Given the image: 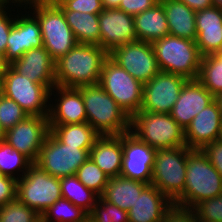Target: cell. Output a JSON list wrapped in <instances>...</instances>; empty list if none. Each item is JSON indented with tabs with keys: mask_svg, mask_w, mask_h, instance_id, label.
I'll use <instances>...</instances> for the list:
<instances>
[{
	"mask_svg": "<svg viewBox=\"0 0 222 222\" xmlns=\"http://www.w3.org/2000/svg\"><path fill=\"white\" fill-rule=\"evenodd\" d=\"M108 53L99 45L77 44L55 63L56 86L80 87L99 84Z\"/></svg>",
	"mask_w": 222,
	"mask_h": 222,
	"instance_id": "6da1fadb",
	"label": "cell"
},
{
	"mask_svg": "<svg viewBox=\"0 0 222 222\" xmlns=\"http://www.w3.org/2000/svg\"><path fill=\"white\" fill-rule=\"evenodd\" d=\"M185 176L184 190L173 201L174 205L193 209L199 202L222 194V176L201 149L187 153Z\"/></svg>",
	"mask_w": 222,
	"mask_h": 222,
	"instance_id": "7a4b0ae2",
	"label": "cell"
},
{
	"mask_svg": "<svg viewBox=\"0 0 222 222\" xmlns=\"http://www.w3.org/2000/svg\"><path fill=\"white\" fill-rule=\"evenodd\" d=\"M77 88L82 94L87 123L100 136H119L130 131V117L99 84Z\"/></svg>",
	"mask_w": 222,
	"mask_h": 222,
	"instance_id": "3957f363",
	"label": "cell"
},
{
	"mask_svg": "<svg viewBox=\"0 0 222 222\" xmlns=\"http://www.w3.org/2000/svg\"><path fill=\"white\" fill-rule=\"evenodd\" d=\"M152 46L160 71L198 79L202 56L196 41L167 35Z\"/></svg>",
	"mask_w": 222,
	"mask_h": 222,
	"instance_id": "277c9868",
	"label": "cell"
},
{
	"mask_svg": "<svg viewBox=\"0 0 222 222\" xmlns=\"http://www.w3.org/2000/svg\"><path fill=\"white\" fill-rule=\"evenodd\" d=\"M130 132L155 149L186 146L184 129L170 114L140 110L130 117Z\"/></svg>",
	"mask_w": 222,
	"mask_h": 222,
	"instance_id": "5b68a950",
	"label": "cell"
},
{
	"mask_svg": "<svg viewBox=\"0 0 222 222\" xmlns=\"http://www.w3.org/2000/svg\"><path fill=\"white\" fill-rule=\"evenodd\" d=\"M33 7V9H32ZM39 24L43 47L57 61L78 44L65 15L57 4L41 3L29 6Z\"/></svg>",
	"mask_w": 222,
	"mask_h": 222,
	"instance_id": "8992f818",
	"label": "cell"
},
{
	"mask_svg": "<svg viewBox=\"0 0 222 222\" xmlns=\"http://www.w3.org/2000/svg\"><path fill=\"white\" fill-rule=\"evenodd\" d=\"M0 82L1 93L19 104L29 116L49 115L50 90L45 85L31 81L10 65L0 76Z\"/></svg>",
	"mask_w": 222,
	"mask_h": 222,
	"instance_id": "52a82bcc",
	"label": "cell"
},
{
	"mask_svg": "<svg viewBox=\"0 0 222 222\" xmlns=\"http://www.w3.org/2000/svg\"><path fill=\"white\" fill-rule=\"evenodd\" d=\"M184 147L156 149L151 185L157 187L172 202L183 192L187 165V153Z\"/></svg>",
	"mask_w": 222,
	"mask_h": 222,
	"instance_id": "ba28073f",
	"label": "cell"
},
{
	"mask_svg": "<svg viewBox=\"0 0 222 222\" xmlns=\"http://www.w3.org/2000/svg\"><path fill=\"white\" fill-rule=\"evenodd\" d=\"M16 198L41 216L62 198L60 178L48 174L34 163L22 176H17Z\"/></svg>",
	"mask_w": 222,
	"mask_h": 222,
	"instance_id": "9c48e42d",
	"label": "cell"
},
{
	"mask_svg": "<svg viewBox=\"0 0 222 222\" xmlns=\"http://www.w3.org/2000/svg\"><path fill=\"white\" fill-rule=\"evenodd\" d=\"M99 85L129 117L141 110L143 84L121 68L109 56L104 60Z\"/></svg>",
	"mask_w": 222,
	"mask_h": 222,
	"instance_id": "30bf717a",
	"label": "cell"
},
{
	"mask_svg": "<svg viewBox=\"0 0 222 222\" xmlns=\"http://www.w3.org/2000/svg\"><path fill=\"white\" fill-rule=\"evenodd\" d=\"M90 149L65 145L50 131L34 164L57 178L73 176L89 158Z\"/></svg>",
	"mask_w": 222,
	"mask_h": 222,
	"instance_id": "8fae6325",
	"label": "cell"
},
{
	"mask_svg": "<svg viewBox=\"0 0 222 222\" xmlns=\"http://www.w3.org/2000/svg\"><path fill=\"white\" fill-rule=\"evenodd\" d=\"M108 56L143 85L160 72L152 43L136 40L114 48Z\"/></svg>",
	"mask_w": 222,
	"mask_h": 222,
	"instance_id": "7c38bea8",
	"label": "cell"
},
{
	"mask_svg": "<svg viewBox=\"0 0 222 222\" xmlns=\"http://www.w3.org/2000/svg\"><path fill=\"white\" fill-rule=\"evenodd\" d=\"M187 80L178 74L160 71L143 85L141 111L170 114Z\"/></svg>",
	"mask_w": 222,
	"mask_h": 222,
	"instance_id": "4fadbf2b",
	"label": "cell"
},
{
	"mask_svg": "<svg viewBox=\"0 0 222 222\" xmlns=\"http://www.w3.org/2000/svg\"><path fill=\"white\" fill-rule=\"evenodd\" d=\"M50 131L48 116H27L5 132L4 141L34 163Z\"/></svg>",
	"mask_w": 222,
	"mask_h": 222,
	"instance_id": "5bb4252c",
	"label": "cell"
},
{
	"mask_svg": "<svg viewBox=\"0 0 222 222\" xmlns=\"http://www.w3.org/2000/svg\"><path fill=\"white\" fill-rule=\"evenodd\" d=\"M122 150L120 176L151 184L156 149L128 131L122 134Z\"/></svg>",
	"mask_w": 222,
	"mask_h": 222,
	"instance_id": "9a60e30c",
	"label": "cell"
},
{
	"mask_svg": "<svg viewBox=\"0 0 222 222\" xmlns=\"http://www.w3.org/2000/svg\"><path fill=\"white\" fill-rule=\"evenodd\" d=\"M99 27L100 47L108 54L118 46L137 40L134 17L118 8H104L99 14Z\"/></svg>",
	"mask_w": 222,
	"mask_h": 222,
	"instance_id": "2e32d148",
	"label": "cell"
},
{
	"mask_svg": "<svg viewBox=\"0 0 222 222\" xmlns=\"http://www.w3.org/2000/svg\"><path fill=\"white\" fill-rule=\"evenodd\" d=\"M15 18L8 37L5 60L10 65L32 48L43 47L40 24L34 15L27 13ZM24 15V16H23ZM30 15V16H29Z\"/></svg>",
	"mask_w": 222,
	"mask_h": 222,
	"instance_id": "e0dca14e",
	"label": "cell"
},
{
	"mask_svg": "<svg viewBox=\"0 0 222 222\" xmlns=\"http://www.w3.org/2000/svg\"><path fill=\"white\" fill-rule=\"evenodd\" d=\"M214 100L215 97L198 79H188L170 115L185 130L193 118Z\"/></svg>",
	"mask_w": 222,
	"mask_h": 222,
	"instance_id": "ac0fdd59",
	"label": "cell"
},
{
	"mask_svg": "<svg viewBox=\"0 0 222 222\" xmlns=\"http://www.w3.org/2000/svg\"><path fill=\"white\" fill-rule=\"evenodd\" d=\"M56 90L55 104H49V125L81 124L87 122L85 105L80 90L76 87L54 86L50 97Z\"/></svg>",
	"mask_w": 222,
	"mask_h": 222,
	"instance_id": "d6986e66",
	"label": "cell"
},
{
	"mask_svg": "<svg viewBox=\"0 0 222 222\" xmlns=\"http://www.w3.org/2000/svg\"><path fill=\"white\" fill-rule=\"evenodd\" d=\"M222 127V115L214 100L199 112L184 130L186 145L191 149H201L204 145L217 141Z\"/></svg>",
	"mask_w": 222,
	"mask_h": 222,
	"instance_id": "ffe728a7",
	"label": "cell"
},
{
	"mask_svg": "<svg viewBox=\"0 0 222 222\" xmlns=\"http://www.w3.org/2000/svg\"><path fill=\"white\" fill-rule=\"evenodd\" d=\"M55 63L44 48H32L10 66L31 81L45 85L50 91L56 86Z\"/></svg>",
	"mask_w": 222,
	"mask_h": 222,
	"instance_id": "44dd1931",
	"label": "cell"
},
{
	"mask_svg": "<svg viewBox=\"0 0 222 222\" xmlns=\"http://www.w3.org/2000/svg\"><path fill=\"white\" fill-rule=\"evenodd\" d=\"M196 45L202 57L222 52V8L212 6L196 12Z\"/></svg>",
	"mask_w": 222,
	"mask_h": 222,
	"instance_id": "7402d4cb",
	"label": "cell"
},
{
	"mask_svg": "<svg viewBox=\"0 0 222 222\" xmlns=\"http://www.w3.org/2000/svg\"><path fill=\"white\" fill-rule=\"evenodd\" d=\"M173 202L149 184L128 211V222H162Z\"/></svg>",
	"mask_w": 222,
	"mask_h": 222,
	"instance_id": "603a6c76",
	"label": "cell"
},
{
	"mask_svg": "<svg viewBox=\"0 0 222 222\" xmlns=\"http://www.w3.org/2000/svg\"><path fill=\"white\" fill-rule=\"evenodd\" d=\"M89 157L110 178L121 174L122 134L119 136H100L90 149Z\"/></svg>",
	"mask_w": 222,
	"mask_h": 222,
	"instance_id": "cb8c5ba5",
	"label": "cell"
},
{
	"mask_svg": "<svg viewBox=\"0 0 222 222\" xmlns=\"http://www.w3.org/2000/svg\"><path fill=\"white\" fill-rule=\"evenodd\" d=\"M167 17L169 35L196 41V12L179 0H160Z\"/></svg>",
	"mask_w": 222,
	"mask_h": 222,
	"instance_id": "d4e9b609",
	"label": "cell"
},
{
	"mask_svg": "<svg viewBox=\"0 0 222 222\" xmlns=\"http://www.w3.org/2000/svg\"><path fill=\"white\" fill-rule=\"evenodd\" d=\"M133 17L137 40L153 43L169 35L167 17L161 1Z\"/></svg>",
	"mask_w": 222,
	"mask_h": 222,
	"instance_id": "484cf974",
	"label": "cell"
},
{
	"mask_svg": "<svg viewBox=\"0 0 222 222\" xmlns=\"http://www.w3.org/2000/svg\"><path fill=\"white\" fill-rule=\"evenodd\" d=\"M148 185L122 176L111 177L100 197L128 212Z\"/></svg>",
	"mask_w": 222,
	"mask_h": 222,
	"instance_id": "4316f807",
	"label": "cell"
},
{
	"mask_svg": "<svg viewBox=\"0 0 222 222\" xmlns=\"http://www.w3.org/2000/svg\"><path fill=\"white\" fill-rule=\"evenodd\" d=\"M79 44L100 46L99 14L62 10Z\"/></svg>",
	"mask_w": 222,
	"mask_h": 222,
	"instance_id": "83f0119b",
	"label": "cell"
},
{
	"mask_svg": "<svg viewBox=\"0 0 222 222\" xmlns=\"http://www.w3.org/2000/svg\"><path fill=\"white\" fill-rule=\"evenodd\" d=\"M51 132L65 145L92 148L100 135L87 122L81 124L49 125Z\"/></svg>",
	"mask_w": 222,
	"mask_h": 222,
	"instance_id": "f1b7e54d",
	"label": "cell"
},
{
	"mask_svg": "<svg viewBox=\"0 0 222 222\" xmlns=\"http://www.w3.org/2000/svg\"><path fill=\"white\" fill-rule=\"evenodd\" d=\"M62 198L69 200L75 206L82 208L88 214L100 197L88 189L76 175L60 178Z\"/></svg>",
	"mask_w": 222,
	"mask_h": 222,
	"instance_id": "f546056e",
	"label": "cell"
},
{
	"mask_svg": "<svg viewBox=\"0 0 222 222\" xmlns=\"http://www.w3.org/2000/svg\"><path fill=\"white\" fill-rule=\"evenodd\" d=\"M198 80L214 97L222 93V52L202 57Z\"/></svg>",
	"mask_w": 222,
	"mask_h": 222,
	"instance_id": "4dcf8cb0",
	"label": "cell"
},
{
	"mask_svg": "<svg viewBox=\"0 0 222 222\" xmlns=\"http://www.w3.org/2000/svg\"><path fill=\"white\" fill-rule=\"evenodd\" d=\"M32 164L33 162L28 157L18 152L6 141L0 142V172L3 176L17 180L14 175L17 172H22L19 174L22 177Z\"/></svg>",
	"mask_w": 222,
	"mask_h": 222,
	"instance_id": "1f68e13d",
	"label": "cell"
},
{
	"mask_svg": "<svg viewBox=\"0 0 222 222\" xmlns=\"http://www.w3.org/2000/svg\"><path fill=\"white\" fill-rule=\"evenodd\" d=\"M87 217L88 213L82 208L61 198L43 213L42 220L44 222H83Z\"/></svg>",
	"mask_w": 222,
	"mask_h": 222,
	"instance_id": "d6a6232c",
	"label": "cell"
},
{
	"mask_svg": "<svg viewBox=\"0 0 222 222\" xmlns=\"http://www.w3.org/2000/svg\"><path fill=\"white\" fill-rule=\"evenodd\" d=\"M76 176L88 189L99 196L103 194L110 178L90 157L78 168Z\"/></svg>",
	"mask_w": 222,
	"mask_h": 222,
	"instance_id": "836d02e7",
	"label": "cell"
},
{
	"mask_svg": "<svg viewBox=\"0 0 222 222\" xmlns=\"http://www.w3.org/2000/svg\"><path fill=\"white\" fill-rule=\"evenodd\" d=\"M42 216L17 198L0 206V222H40Z\"/></svg>",
	"mask_w": 222,
	"mask_h": 222,
	"instance_id": "e575fe53",
	"label": "cell"
},
{
	"mask_svg": "<svg viewBox=\"0 0 222 222\" xmlns=\"http://www.w3.org/2000/svg\"><path fill=\"white\" fill-rule=\"evenodd\" d=\"M93 222H128V212L116 205L98 198L92 211L88 214Z\"/></svg>",
	"mask_w": 222,
	"mask_h": 222,
	"instance_id": "d590c367",
	"label": "cell"
},
{
	"mask_svg": "<svg viewBox=\"0 0 222 222\" xmlns=\"http://www.w3.org/2000/svg\"><path fill=\"white\" fill-rule=\"evenodd\" d=\"M29 116L14 100L0 94V127L6 132Z\"/></svg>",
	"mask_w": 222,
	"mask_h": 222,
	"instance_id": "8d00e7d4",
	"label": "cell"
},
{
	"mask_svg": "<svg viewBox=\"0 0 222 222\" xmlns=\"http://www.w3.org/2000/svg\"><path fill=\"white\" fill-rule=\"evenodd\" d=\"M193 210L199 222H222V194L199 202Z\"/></svg>",
	"mask_w": 222,
	"mask_h": 222,
	"instance_id": "74e56055",
	"label": "cell"
},
{
	"mask_svg": "<svg viewBox=\"0 0 222 222\" xmlns=\"http://www.w3.org/2000/svg\"><path fill=\"white\" fill-rule=\"evenodd\" d=\"M57 5L61 10H72L90 14H100L104 10L102 0H61Z\"/></svg>",
	"mask_w": 222,
	"mask_h": 222,
	"instance_id": "f35d334b",
	"label": "cell"
},
{
	"mask_svg": "<svg viewBox=\"0 0 222 222\" xmlns=\"http://www.w3.org/2000/svg\"><path fill=\"white\" fill-rule=\"evenodd\" d=\"M162 222H199L193 209L173 205L165 214Z\"/></svg>",
	"mask_w": 222,
	"mask_h": 222,
	"instance_id": "ab89813d",
	"label": "cell"
},
{
	"mask_svg": "<svg viewBox=\"0 0 222 222\" xmlns=\"http://www.w3.org/2000/svg\"><path fill=\"white\" fill-rule=\"evenodd\" d=\"M5 8H8V6L6 7L5 4H0V52L4 55L7 48L10 30L15 20V17L13 19L14 15H12L11 18L8 17V12H6L8 10Z\"/></svg>",
	"mask_w": 222,
	"mask_h": 222,
	"instance_id": "60d3db41",
	"label": "cell"
},
{
	"mask_svg": "<svg viewBox=\"0 0 222 222\" xmlns=\"http://www.w3.org/2000/svg\"><path fill=\"white\" fill-rule=\"evenodd\" d=\"M159 1L160 0H121L118 9L124 11L126 14L135 16L150 9Z\"/></svg>",
	"mask_w": 222,
	"mask_h": 222,
	"instance_id": "b9f144b4",
	"label": "cell"
},
{
	"mask_svg": "<svg viewBox=\"0 0 222 222\" xmlns=\"http://www.w3.org/2000/svg\"><path fill=\"white\" fill-rule=\"evenodd\" d=\"M201 150L206 155L209 162L222 176V143L217 140L204 145Z\"/></svg>",
	"mask_w": 222,
	"mask_h": 222,
	"instance_id": "7bdbcfd3",
	"label": "cell"
},
{
	"mask_svg": "<svg viewBox=\"0 0 222 222\" xmlns=\"http://www.w3.org/2000/svg\"><path fill=\"white\" fill-rule=\"evenodd\" d=\"M17 180L8 176L0 177V206L16 199Z\"/></svg>",
	"mask_w": 222,
	"mask_h": 222,
	"instance_id": "ee69618b",
	"label": "cell"
},
{
	"mask_svg": "<svg viewBox=\"0 0 222 222\" xmlns=\"http://www.w3.org/2000/svg\"><path fill=\"white\" fill-rule=\"evenodd\" d=\"M195 12L212 7L211 0H179Z\"/></svg>",
	"mask_w": 222,
	"mask_h": 222,
	"instance_id": "f6af8a7d",
	"label": "cell"
},
{
	"mask_svg": "<svg viewBox=\"0 0 222 222\" xmlns=\"http://www.w3.org/2000/svg\"><path fill=\"white\" fill-rule=\"evenodd\" d=\"M12 3H17L18 6L22 5H36V4H41V3H46L48 0H12ZM19 3V4H18Z\"/></svg>",
	"mask_w": 222,
	"mask_h": 222,
	"instance_id": "bcb514c9",
	"label": "cell"
},
{
	"mask_svg": "<svg viewBox=\"0 0 222 222\" xmlns=\"http://www.w3.org/2000/svg\"><path fill=\"white\" fill-rule=\"evenodd\" d=\"M121 0H102V5L106 9L118 8Z\"/></svg>",
	"mask_w": 222,
	"mask_h": 222,
	"instance_id": "7dc6e473",
	"label": "cell"
},
{
	"mask_svg": "<svg viewBox=\"0 0 222 222\" xmlns=\"http://www.w3.org/2000/svg\"><path fill=\"white\" fill-rule=\"evenodd\" d=\"M9 64L5 60V56L2 52H0V76L7 69Z\"/></svg>",
	"mask_w": 222,
	"mask_h": 222,
	"instance_id": "c3c4849f",
	"label": "cell"
},
{
	"mask_svg": "<svg viewBox=\"0 0 222 222\" xmlns=\"http://www.w3.org/2000/svg\"><path fill=\"white\" fill-rule=\"evenodd\" d=\"M215 100L217 101L218 105H219V109L221 111V115H222V93H220L219 95H217L215 97Z\"/></svg>",
	"mask_w": 222,
	"mask_h": 222,
	"instance_id": "681fc988",
	"label": "cell"
},
{
	"mask_svg": "<svg viewBox=\"0 0 222 222\" xmlns=\"http://www.w3.org/2000/svg\"><path fill=\"white\" fill-rule=\"evenodd\" d=\"M211 2L213 6L222 8V0H211Z\"/></svg>",
	"mask_w": 222,
	"mask_h": 222,
	"instance_id": "f907efd6",
	"label": "cell"
},
{
	"mask_svg": "<svg viewBox=\"0 0 222 222\" xmlns=\"http://www.w3.org/2000/svg\"><path fill=\"white\" fill-rule=\"evenodd\" d=\"M5 132L0 127V142L4 141Z\"/></svg>",
	"mask_w": 222,
	"mask_h": 222,
	"instance_id": "816d5d0a",
	"label": "cell"
},
{
	"mask_svg": "<svg viewBox=\"0 0 222 222\" xmlns=\"http://www.w3.org/2000/svg\"><path fill=\"white\" fill-rule=\"evenodd\" d=\"M10 1H11V0H0V4H5V5H7L8 3L11 4Z\"/></svg>",
	"mask_w": 222,
	"mask_h": 222,
	"instance_id": "f5cc1de1",
	"label": "cell"
},
{
	"mask_svg": "<svg viewBox=\"0 0 222 222\" xmlns=\"http://www.w3.org/2000/svg\"><path fill=\"white\" fill-rule=\"evenodd\" d=\"M61 0H48V3H51V4H57L59 3Z\"/></svg>",
	"mask_w": 222,
	"mask_h": 222,
	"instance_id": "db71d44e",
	"label": "cell"
},
{
	"mask_svg": "<svg viewBox=\"0 0 222 222\" xmlns=\"http://www.w3.org/2000/svg\"><path fill=\"white\" fill-rule=\"evenodd\" d=\"M218 140L222 143V127H221L220 136Z\"/></svg>",
	"mask_w": 222,
	"mask_h": 222,
	"instance_id": "11a10c76",
	"label": "cell"
},
{
	"mask_svg": "<svg viewBox=\"0 0 222 222\" xmlns=\"http://www.w3.org/2000/svg\"><path fill=\"white\" fill-rule=\"evenodd\" d=\"M83 222H93L90 217L88 216Z\"/></svg>",
	"mask_w": 222,
	"mask_h": 222,
	"instance_id": "9f6ffc18",
	"label": "cell"
}]
</instances>
